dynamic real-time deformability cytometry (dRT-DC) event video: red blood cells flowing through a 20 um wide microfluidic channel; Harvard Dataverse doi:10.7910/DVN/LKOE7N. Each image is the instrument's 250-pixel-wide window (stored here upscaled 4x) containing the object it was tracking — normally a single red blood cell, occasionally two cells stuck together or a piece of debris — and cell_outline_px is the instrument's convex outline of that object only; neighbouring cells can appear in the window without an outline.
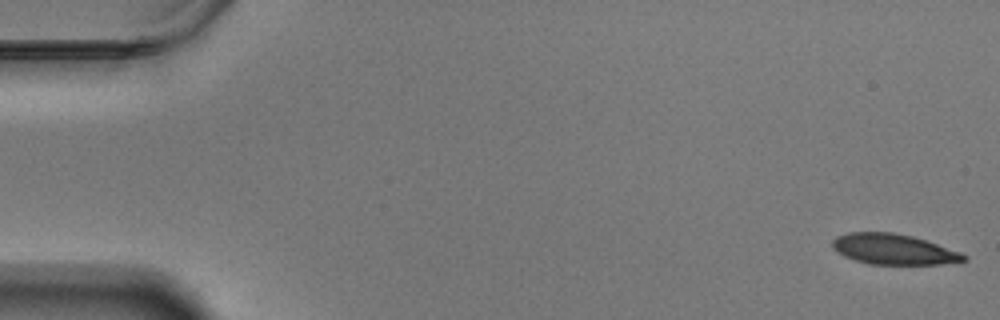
{"species": "Egyptian fruit bat (a non-hibernating species)", "species_latin": "Rousettus aegyptiacus", "temperature_condition": "warm", "stored_images_in_passage": 58, "camera_frame_rate_fps": 3000, "um_per_image_px": 0.085, "animal": {"sex": "male"}, "frame": {"image": 1, "passage_image": 1, "time_ms": 0.0, "image_size_px": [1000, 320], "cell_outline_px": [[968, 260], [940, 264], [872, 264], [856, 260], [844, 256], [836, 252], [832, 248], [832, 240], [836, 236], [848, 232], [892, 232], [912, 236], [960, 252], [968, 256]], "centroid_in_image_um": [75.91, 21.18], "position_along_channel_um": 9.1, "area_um2": 23.24}}
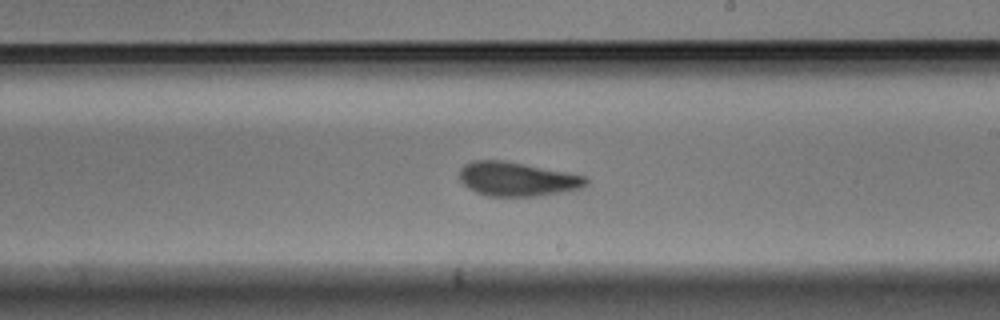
{"frame": {"image": 2, "passage_image": 34, "time_ms": 11.0, "image_size_px": [1000, 320], "cell_outline_px": [[588, 184], [580, 188], [564, 192], [540, 196], [488, 196], [476, 192], [468, 188], [460, 180], [460, 168], [464, 164], [472, 160], [504, 160], [568, 172], [584, 176], [588, 180]], "centroid_in_image_um": [43.95, 15.22], "position_along_channel_um": 245.0, "area_um2": 25.26}}
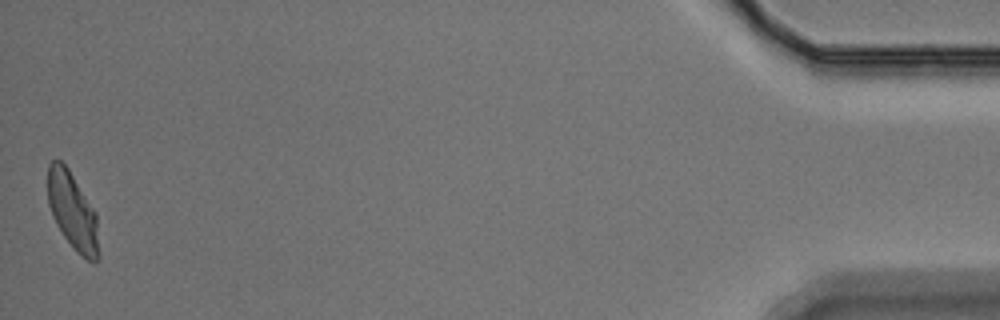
{"frame": {"image": 3, "passage_image": 58, "time_ms": 19.0, "image_size_px": [1000, 320], "cell_outline_px": [[100, 256], [96, 264], [92, 264], [80, 256], [76, 252], [64, 236], [56, 224], [52, 216], [48, 204], [48, 164], [52, 160], [60, 160], [68, 168], [96, 212], [100, 252]], "centroid_in_image_um": [6.2, 18.02], "position_along_channel_um": 429.0, "area_um2": 23.35}, "authors_computed_cell_mechanics": {"area_um2": 24.7962, "velocity_mm_per_s": 3.4441, "shape_relaxation_time_tau1_ms": 5.0296, "shape_relaxation_time_tau2_ms": 1.5891, "deformation_change_tau1": 0.1516, "deformation_change_tau2": 0.0645}}